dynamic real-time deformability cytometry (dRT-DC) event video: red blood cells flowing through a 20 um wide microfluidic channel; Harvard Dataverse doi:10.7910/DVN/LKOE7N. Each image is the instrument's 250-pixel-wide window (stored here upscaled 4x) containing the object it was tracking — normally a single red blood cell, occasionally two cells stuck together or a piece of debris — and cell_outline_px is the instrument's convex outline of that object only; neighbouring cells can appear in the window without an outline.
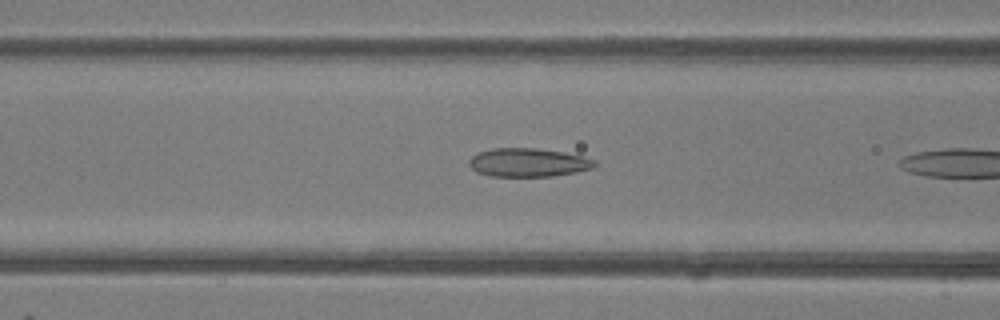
{"species": "common noctule bat (a hibernating species)", "species_latin": "Nyctalus noctula", "temperature_condition": "room temperature", "stored_images_in_passage": 9, "camera_frame_rate_fps": 3000, "um_per_image_px": 0.085, "animal": {"sex": "female"}, "frame": {"image": 1, "passage_image": 8, "time_ms": 2.333, "image_size_px": [1000, 320], "cell_outline_px": [[596, 164], [592, 168], [576, 172], [552, 176], [488, 176], [476, 172], [468, 164], [468, 160], [472, 156], [480, 152], [492, 148], [536, 148], [584, 156], [596, 160]], "centroid_in_image_um": [44.87, 13.81], "position_along_channel_um": 121.7, "area_um2": 20.87}}